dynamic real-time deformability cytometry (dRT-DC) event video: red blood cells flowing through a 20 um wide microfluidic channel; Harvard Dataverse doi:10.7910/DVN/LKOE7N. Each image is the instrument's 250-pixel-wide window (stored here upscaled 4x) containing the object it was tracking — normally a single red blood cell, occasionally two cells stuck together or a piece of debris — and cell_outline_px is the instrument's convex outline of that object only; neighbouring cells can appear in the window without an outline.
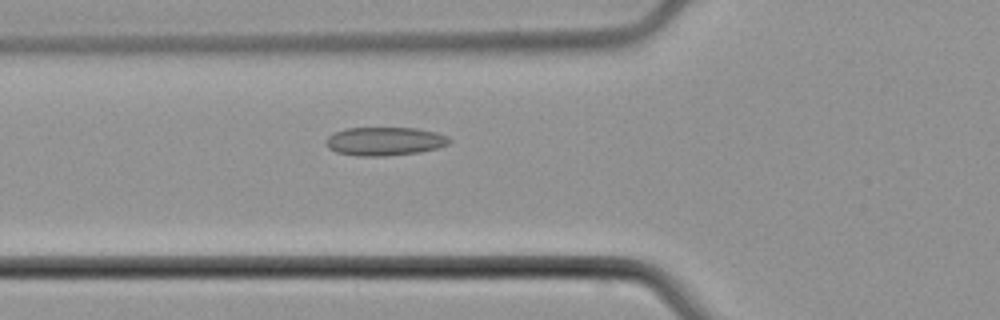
{"species": "common noctule bat (a hibernating species)", "species_latin": "Nyctalus noctula", "temperature_condition": "cold", "stored_images_in_passage": 49, "camera_frame_rate_fps": 3000, "um_per_image_px": 0.085, "animal": {"sex": "male", "body_mass_g": 21.5, "forearm_length_mm": 52.0}, "frame": {"image": 1, "passage_image": 18, "time_ms": 5.667, "image_size_px": [1000, 320], "cell_outline_px": [[452, 140], [448, 144], [436, 148], [420, 152], [388, 156], [356, 156], [336, 152], [328, 148], [324, 144], [324, 140], [328, 136], [344, 128], [416, 128], [436, 132], [448, 136]], "centroid_in_image_um": [32.67, 12.01], "position_along_channel_um": 93.1, "area_um2": 20.69}}
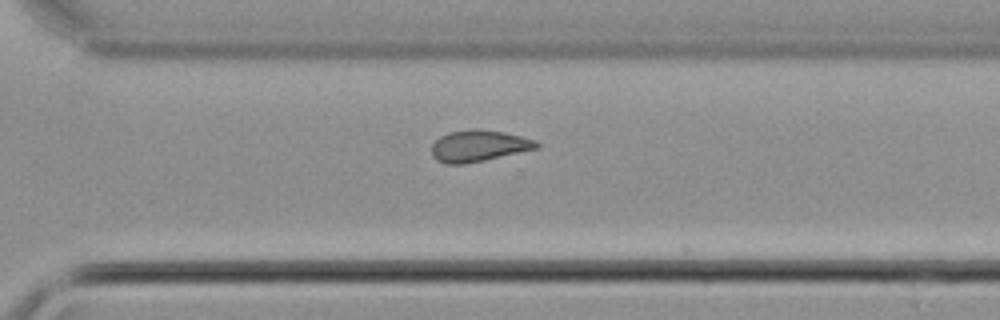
{"frame": {"image": 2, "passage_image": 35, "time_ms": 11.333, "image_size_px": [1000, 320], "cell_outline_px": [[540, 148], [484, 160], [464, 164], [444, 164], [436, 160], [432, 156], [432, 144], [440, 136], [448, 132], [472, 128], [476, 128], [504, 132], [536, 140], [540, 144]], "centroid_in_image_um": [40.68, 12.39], "position_along_channel_um": 329.9, "area_um2": 19.42}}
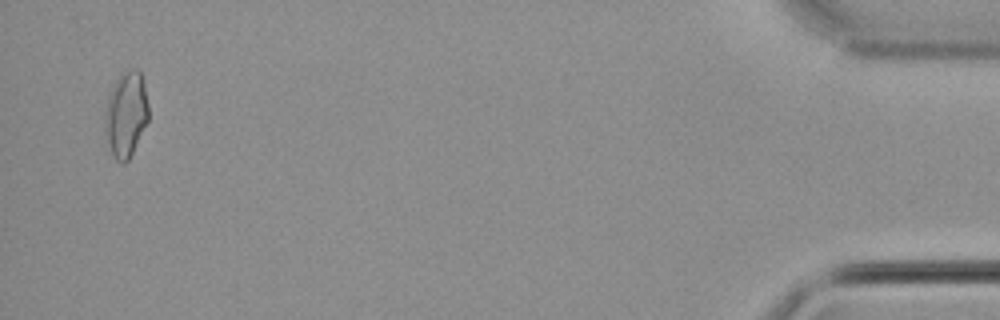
{"frame": {"image": 3, "passage_image": 48, "time_ms": 15.667, "image_size_px": [1000, 320], "cell_outline_px": [[148, 120], [128, 160], [124, 164], [120, 164], [116, 160], [112, 152], [108, 140], [104, 120], [104, 112], [108, 96], [120, 72], [124, 68], [140, 68], [144, 84], [148, 104]], "centroid_in_image_um": [10.71, 9.63], "position_along_channel_um": 424.5, "area_um2": 21.73}}